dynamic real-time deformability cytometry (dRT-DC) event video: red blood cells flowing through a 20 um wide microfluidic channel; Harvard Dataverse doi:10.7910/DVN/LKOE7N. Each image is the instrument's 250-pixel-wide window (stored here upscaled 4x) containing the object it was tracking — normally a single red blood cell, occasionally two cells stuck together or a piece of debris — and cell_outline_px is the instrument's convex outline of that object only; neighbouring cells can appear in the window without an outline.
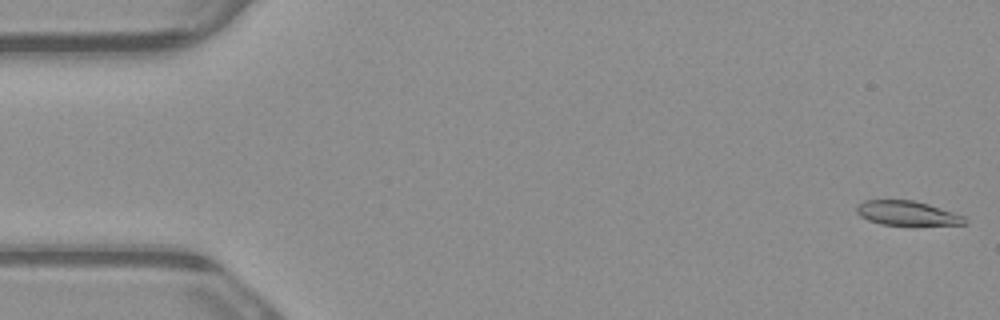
{"species": "common noctule bat (a hibernating species)", "species_latin": "Nyctalus noctula", "temperature_condition": "warm", "stored_images_in_passage": 6, "segment_of_instrument_passage": [2, 2], "camera_frame_rate_fps": 3000, "um_per_image_px": 0.085, "animal": {"sex": "male", "body_mass_g": 23.1, "forearm_length_mm": 52.7}, "frame": {"image": 1, "passage_image": 6, "time_ms": 1.667, "image_size_px": [1000, 320], "cell_outline_px": [[968, 224], [880, 224], [868, 220], [860, 216], [856, 212], [856, 204], [864, 200], [912, 200], [928, 204], [964, 216], [968, 220]], "centroid_in_image_um": [77.05, 18.1], "position_along_channel_um": 7.9, "area_um2": 15.14}}